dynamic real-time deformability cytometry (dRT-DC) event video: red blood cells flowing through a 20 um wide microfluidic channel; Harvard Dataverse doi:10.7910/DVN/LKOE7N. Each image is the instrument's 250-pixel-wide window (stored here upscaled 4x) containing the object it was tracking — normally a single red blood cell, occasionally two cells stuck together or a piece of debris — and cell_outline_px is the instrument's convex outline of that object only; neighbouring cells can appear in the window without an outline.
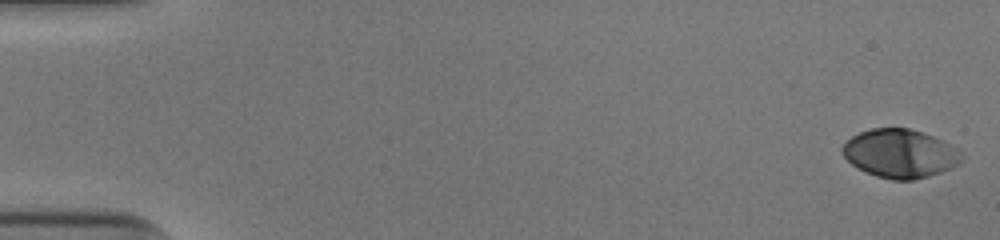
{"species": "human", "species_latin": "Homo sapiens", "temperature_condition": "cold", "stored_images_in_passage": 52, "camera_frame_rate_fps": 3000, "um_per_image_px": 0.085, "donor": {"sex": "male"}, "frame": {"image": 1, "passage_image": 1, "time_ms": 0.0, "image_size_px": [1000, 240], "cell_outline_px": [[964, 160], [960, 164], [940, 172], [928, 176], [912, 180], [892, 180], [876, 176], [852, 164], [844, 156], [840, 148], [852, 136], [860, 132], [872, 128], [908, 128], [924, 132], [960, 148], [964, 156]], "centroid_in_image_um": [76.56, 13.04], "position_along_channel_um": 8.4, "area_um2": 33.87}}
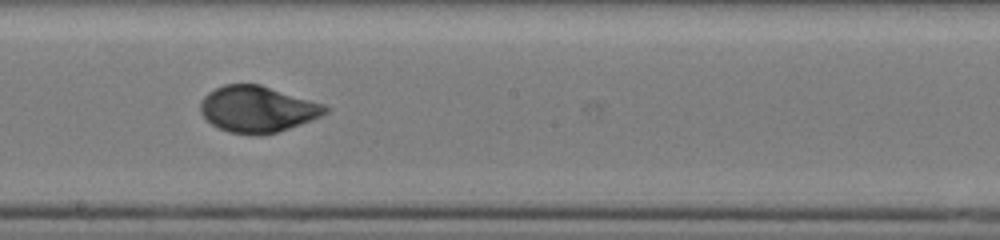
{"frame": {"image": 2, "passage_image": 30, "time_ms": 9.667, "image_size_px": [1000, 240], "cell_outline_px": [[332, 108], [328, 112], [312, 120], [276, 132], [260, 136], [228, 132], [212, 124], [200, 112], [200, 100], [208, 92], [224, 84], [260, 84], [324, 104]], "centroid_in_image_um": [21.89, 9.28], "position_along_channel_um": 226.3, "area_um2": 33.7}}
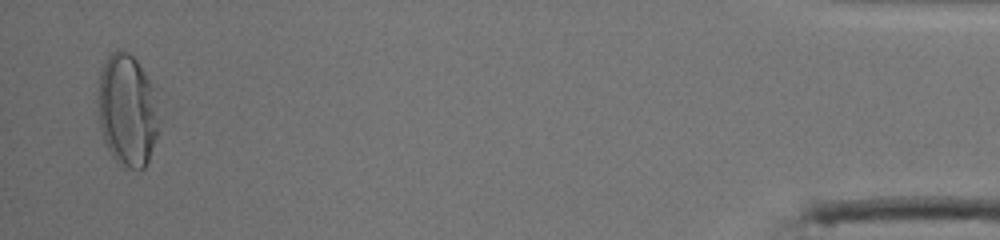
{"frame": {"image": 3, "passage_image": 51, "time_ms": 16.667, "image_size_px": [1000, 240], "cell_outline_px": [[156, 136], [148, 160], [144, 168], [132, 168], [116, 160], [112, 156], [104, 140], [100, 128], [96, 100], [100, 72], [104, 60], [116, 48], [120, 48], [128, 52], [136, 60], [144, 72], [148, 80], [156, 128]], "centroid_in_image_um": [10.7, 9.32], "position_along_channel_um": 424.5, "area_um2": 38.49}, "authors_computed_cell_mechanics": {"area_um2": 33.5818, "velocity_mm_per_s": 3.9506, "shape_relaxation_time_tau1_ms": 4.8325, "shape_relaxation_time_tau2_ms": 0.7423, "deformation_change_tau1": 0.1826, "deformation_change_tau2": 0.0423}}